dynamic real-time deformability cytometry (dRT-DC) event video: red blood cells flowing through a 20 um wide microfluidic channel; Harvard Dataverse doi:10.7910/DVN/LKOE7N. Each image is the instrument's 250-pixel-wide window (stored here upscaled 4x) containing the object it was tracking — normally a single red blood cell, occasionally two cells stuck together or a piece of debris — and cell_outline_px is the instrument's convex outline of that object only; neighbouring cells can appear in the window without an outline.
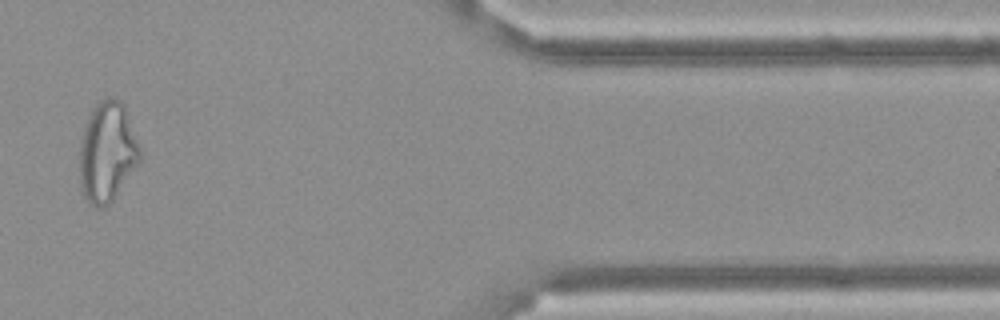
{"species": "Egyptian fruit bat (a non-hibernating species)", "species_latin": "Rousettus aegyptiacus", "temperature_condition": "cold", "stored_images_in_passage": 15, "camera_frame_rate_fps": 3000, "um_per_image_px": 0.085, "frame": {"image": 1, "passage_image": 13, "time_ms": 4.0, "image_size_px": [1000, 320], "cell_outline_px": [[140, 160], [112, 200], [104, 208], [96, 208], [88, 204], [84, 196], [80, 184], [80, 140], [88, 116], [92, 108], [100, 100], [108, 96], [112, 96], [120, 100], [124, 104], [140, 148]], "centroid_in_image_um": [9.09, 12.91], "position_along_channel_um": 402.3, "area_um2": 35.14}}